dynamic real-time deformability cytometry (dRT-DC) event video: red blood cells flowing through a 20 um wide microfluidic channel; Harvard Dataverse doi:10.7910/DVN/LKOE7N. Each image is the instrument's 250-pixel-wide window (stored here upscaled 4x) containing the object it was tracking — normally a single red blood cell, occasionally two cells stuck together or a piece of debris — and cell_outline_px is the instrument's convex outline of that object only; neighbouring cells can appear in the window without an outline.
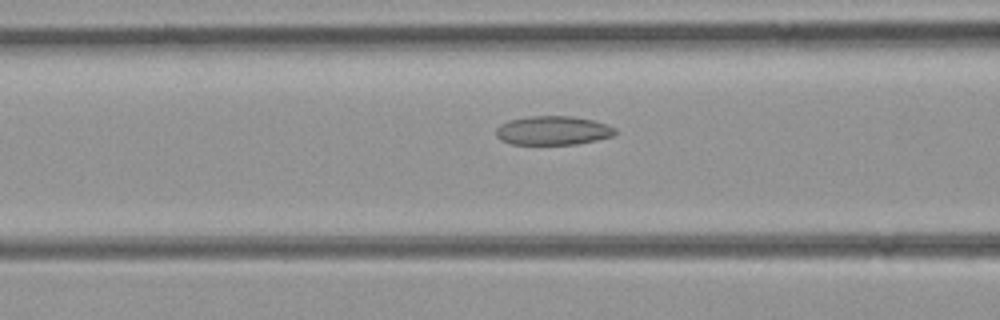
{"species": "common noctule bat (a hibernating species)", "species_latin": "Nyctalus noctula", "temperature_condition": "room temperature", "stored_images_in_passage": 30, "camera_frame_rate_fps": 3000, "um_per_image_px": 0.085, "animal": {"sex": "female", "body_mass_g": 21.9}, "frame": {"image": 1, "passage_image": 6, "time_ms": 1.667, "image_size_px": [1000, 320], "cell_outline_px": [[616, 132], [612, 136], [596, 140], [576, 144], [512, 144], [500, 140], [496, 136], [496, 128], [500, 124], [508, 120], [528, 116], [572, 116], [592, 120], [616, 128]], "centroid_in_image_um": [46.95, 11.09], "position_along_channel_um": 119.6, "area_um2": 20.06}}
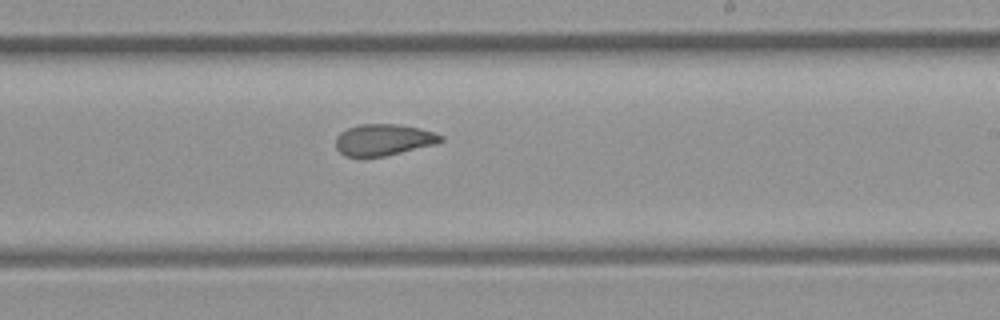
{"frame": {"image": 2, "passage_image": 16, "time_ms": 5.0, "image_size_px": [1000, 320], "cell_outline_px": [[444, 140], [436, 144], [384, 156], [348, 156], [340, 152], [336, 148], [336, 136], [340, 132], [348, 128], [360, 124], [396, 124], [420, 128], [436, 132], [444, 136]], "centroid_in_image_um": [32.63, 11.87], "position_along_channel_um": 256.4, "area_um2": 19.19}}
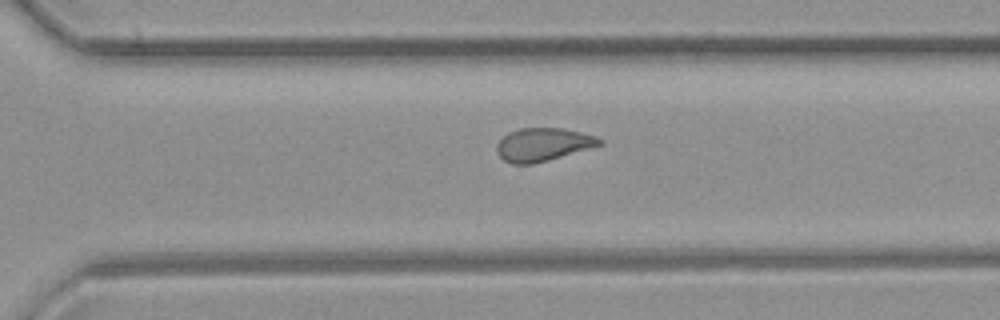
{"frame": {"image": 3, "passage_image": 21, "time_ms": 6.667, "image_size_px": [1000, 320], "cell_outline_px": [[604, 144], [548, 160], [532, 164], [512, 164], [504, 160], [496, 152], [496, 144], [508, 132], [520, 128], [560, 128], [580, 132], [604, 140]], "centroid_in_image_um": [46.13, 12.29], "position_along_channel_um": 324.5, "area_um2": 19.71}}